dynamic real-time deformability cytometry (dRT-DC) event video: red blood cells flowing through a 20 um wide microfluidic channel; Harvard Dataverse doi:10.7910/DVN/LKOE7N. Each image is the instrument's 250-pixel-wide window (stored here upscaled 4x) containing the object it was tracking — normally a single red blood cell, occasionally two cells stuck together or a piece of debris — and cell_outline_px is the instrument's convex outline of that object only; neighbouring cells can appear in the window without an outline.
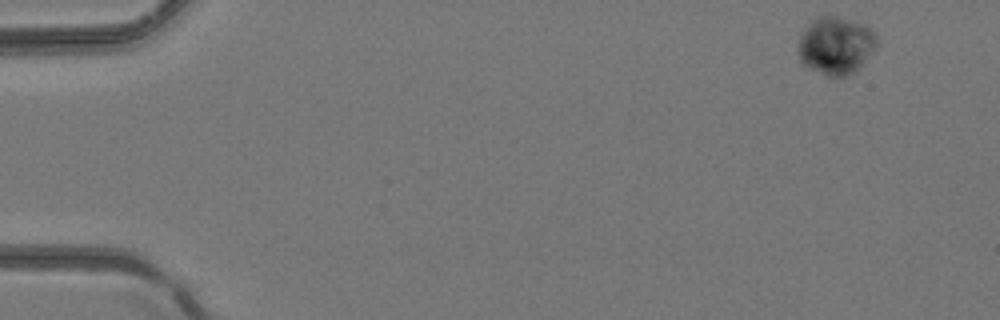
{"species": "common noctule bat (a hibernating species)", "species_latin": "Nyctalus noctula", "temperature_condition": "room temperature", "stored_images_in_passage": 5, "camera_frame_rate_fps": 3000, "um_per_image_px": 0.085, "animal": {"sex": "female", "body_mass_g": 24.6, "forearm_length_mm": 56.2}, "frame": {"image": 1, "passage_image": 1, "time_ms": 0.0, "image_size_px": [1000, 320], "cell_outline_px": [[876, 44], [872, 52], [860, 68], [856, 72], [848, 76], [832, 80], [804, 68], [800, 64], [796, 52], [796, 40], [804, 24], [808, 20], [824, 12], [828, 12], [864, 24], [872, 28], [876, 32]], "centroid_in_image_um": [70.92, 3.87], "position_along_channel_um": 14.1, "area_um2": 28.73}}